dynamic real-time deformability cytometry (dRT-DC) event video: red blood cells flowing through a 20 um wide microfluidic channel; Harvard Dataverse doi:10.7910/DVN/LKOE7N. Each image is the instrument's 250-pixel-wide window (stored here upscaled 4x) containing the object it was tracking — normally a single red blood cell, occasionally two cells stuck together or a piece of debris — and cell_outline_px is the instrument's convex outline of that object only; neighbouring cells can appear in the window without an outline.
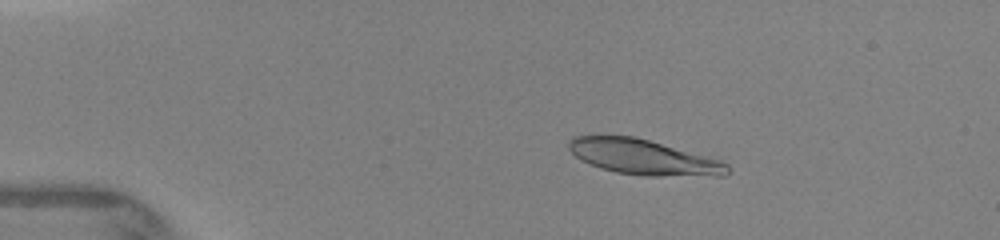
{"species": "human", "species_latin": "Homo sapiens", "temperature_condition": "warm", "stored_images_in_passage": 8, "camera_frame_rate_fps": 3000, "um_per_image_px": 0.085, "donor": {"sex": "female"}, "frame": {"image": 1, "passage_image": 4, "time_ms": 2.333, "image_size_px": [1000, 240], "cell_outline_px": [[732, 172], [724, 176], [644, 176], [616, 172], [600, 168], [588, 164], [580, 160], [568, 148], [568, 144], [572, 136], [632, 136], [648, 140], [720, 160], [728, 164]], "centroid_in_image_um": [54.71, 13.38], "position_along_channel_um": 30.3, "area_um2": 32.54}}